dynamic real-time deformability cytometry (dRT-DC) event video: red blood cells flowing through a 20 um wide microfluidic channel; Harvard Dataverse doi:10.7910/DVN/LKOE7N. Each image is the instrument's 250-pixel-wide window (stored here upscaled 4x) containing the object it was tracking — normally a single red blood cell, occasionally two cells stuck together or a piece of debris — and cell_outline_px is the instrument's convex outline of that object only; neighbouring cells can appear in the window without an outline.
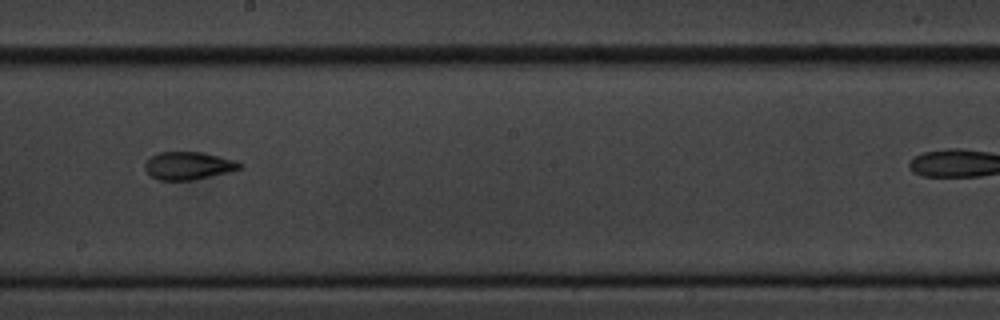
{"species": "common noctule bat (a hibernating species)", "species_latin": "Nyctalus noctula", "temperature_condition": "cold", "stored_images_in_passage": 11, "camera_frame_rate_fps": 3000, "um_per_image_px": 0.085, "animal": {"sex": "male", "body_mass_g": 20.1, "forearm_length_mm": 53.5}, "frame": {"image": 1, "passage_image": 5, "time_ms": 4.667, "image_size_px": [1000, 320], "cell_outline_px": [[244, 168], [228, 172], [192, 180], [156, 180], [144, 168], [144, 164], [152, 156], [160, 152], [204, 152], [232, 160], [244, 164]], "centroid_in_image_um": [16.02, 14.09], "position_along_channel_um": 232.2, "area_um2": 15.26}}
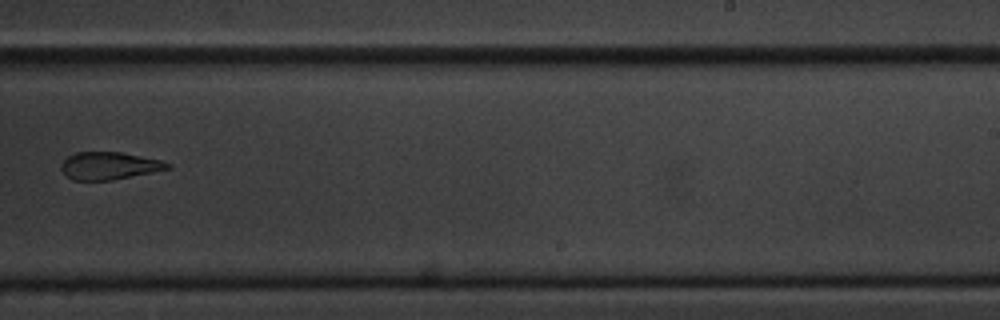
{"frame": {"image": 2, "passage_image": 7, "time_ms": 8.0, "image_size_px": [1000, 320], "cell_outline_px": [[172, 168], [112, 180], [72, 180], [60, 168], [60, 164], [68, 156], [76, 152], [120, 152], [160, 160], [172, 164]], "centroid_in_image_um": [9.28, 14.09], "position_along_channel_um": 279.7, "area_um2": 16.94}}
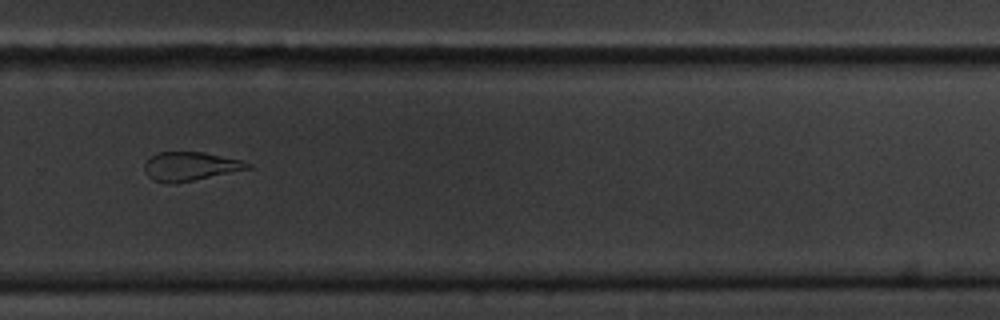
{"frame": {"image": 3, "passage_image": 8, "time_ms": 9.0, "image_size_px": [1000, 320], "cell_outline_px": [[252, 168], [192, 180], [152, 180], [148, 176], [144, 168], [144, 164], [152, 156], [160, 152], [204, 152], [240, 160], [252, 164]], "centroid_in_image_um": [16.22, 14.09], "position_along_channel_um": 313.6, "area_um2": 16.47}}